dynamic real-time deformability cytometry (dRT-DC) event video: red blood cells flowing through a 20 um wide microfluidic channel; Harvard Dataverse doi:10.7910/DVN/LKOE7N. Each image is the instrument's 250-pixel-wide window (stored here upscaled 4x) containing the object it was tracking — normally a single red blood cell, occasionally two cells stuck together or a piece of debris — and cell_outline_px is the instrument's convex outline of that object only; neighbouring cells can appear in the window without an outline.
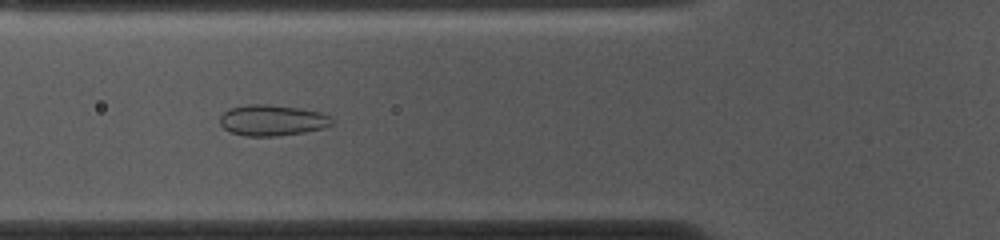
{"species": "common noctule bat (a hibernating species)", "species_latin": "Nyctalus noctula", "temperature_condition": "cold", "stored_images_in_passage": 53, "camera_frame_rate_fps": 3000, "um_per_image_px": 0.085, "animal": {"sex": "female", "body_mass_g": 10.0, "forearm_length_mm": 53.1}, "frame": {"image": 1, "passage_image": 18, "time_ms": 5.667, "image_size_px": [1000, 240], "cell_outline_px": [[332, 124], [324, 128], [304, 132], [276, 136], [244, 136], [232, 132], [224, 128], [220, 124], [220, 116], [228, 108], [248, 104], [268, 104], [300, 108], [320, 112], [332, 116]], "centroid_in_image_um": [23.14, 10.21], "position_along_channel_um": 102.7, "area_um2": 20.29}}
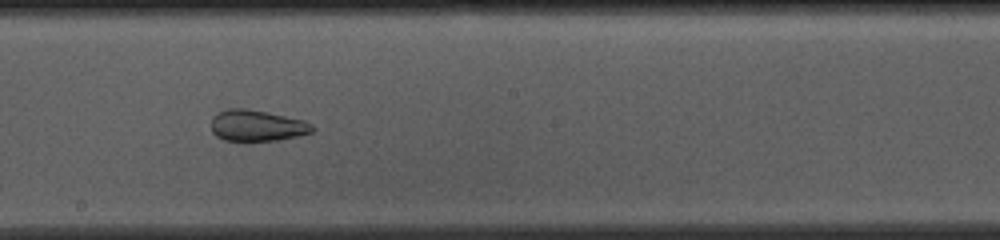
{"frame": {"image": 2, "passage_image": 28, "time_ms": 9.0, "image_size_px": [1000, 240], "cell_outline_px": [[316, 128], [312, 132], [300, 136], [280, 140], [224, 140], [216, 136], [212, 132], [212, 116], [216, 112], [228, 108], [248, 108], [268, 112], [304, 120], [312, 124]], "centroid_in_image_um": [21.86, 10.66], "position_along_channel_um": 226.3, "area_um2": 18.61}}
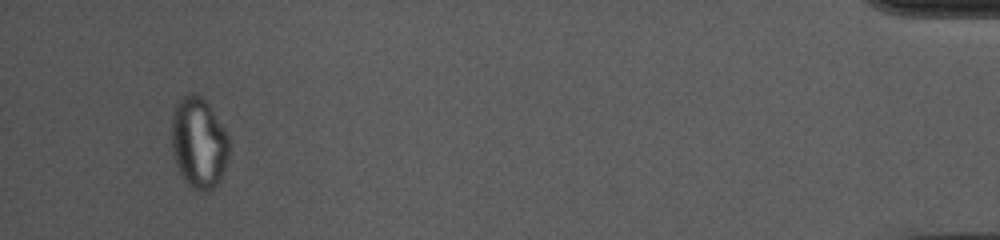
{"frame": {"image": 3, "passage_image": 50, "time_ms": 16.333, "image_size_px": [1000, 240], "cell_outline_px": [[228, 156], [224, 168], [216, 184], [208, 192], [204, 192], [192, 188], [184, 180], [176, 164], [172, 152], [172, 116], [176, 104], [188, 92], [196, 92], [204, 96], [228, 132]], "centroid_in_image_um": [16.89, 12.08], "position_along_channel_um": 418.3, "area_um2": 30.69}, "authors_computed_cell_mechanics": {"area_um2": 25.0274, "velocity_mm_per_s": 3.7027, "shape_relaxation_time_tau1_ms": null, "shape_relaxation_time_tau2_ms": 1.33, "deformation_change_tau1": null, "deformation_change_tau2": 0.0462}}